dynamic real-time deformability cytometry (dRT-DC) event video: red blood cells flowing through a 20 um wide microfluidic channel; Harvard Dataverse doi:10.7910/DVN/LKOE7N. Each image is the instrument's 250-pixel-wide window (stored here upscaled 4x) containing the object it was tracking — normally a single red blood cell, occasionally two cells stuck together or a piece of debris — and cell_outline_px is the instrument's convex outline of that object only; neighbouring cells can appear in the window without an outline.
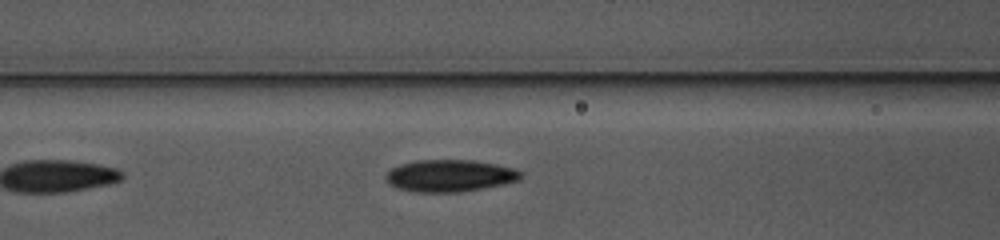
{"species": "common noctule bat (a hibernating species)", "species_latin": "Nyctalus noctula", "temperature_condition": "warm", "stored_images_in_passage": 36, "camera_frame_rate_fps": 3000, "um_per_image_px": 0.085, "animal": {"sex": "female", "body_mass_g": 10.0, "forearm_length_mm": 53.1}, "frame": {"image": 1, "passage_image": 6, "time_ms": 1.667, "image_size_px": [1000, 240], "cell_outline_px": [[520, 176], [516, 180], [500, 184], [452, 192], [424, 192], [400, 188], [392, 184], [388, 180], [388, 172], [392, 168], [404, 164], [424, 160], [464, 160], [492, 164], [508, 168], [520, 172]], "centroid_in_image_um": [38.19, 14.93], "position_along_channel_um": 128.4, "area_um2": 23.52}}
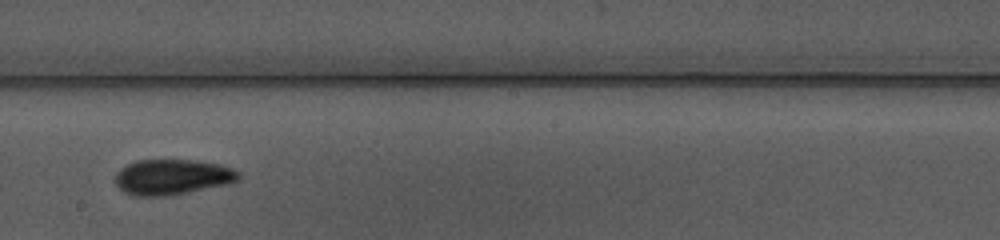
{"frame": {"image": 2, "passage_image": 14, "time_ms": 4.333, "image_size_px": [1000, 240], "cell_outline_px": [[240, 176], [236, 180], [220, 184], [184, 192], [164, 196], [140, 196], [128, 192], [120, 188], [116, 184], [116, 176], [128, 164], [140, 160], [188, 160], [216, 164], [228, 168], [236, 172]], "centroid_in_image_um": [14.57, 15.03], "position_along_channel_um": 233.6, "area_um2": 23.99}}
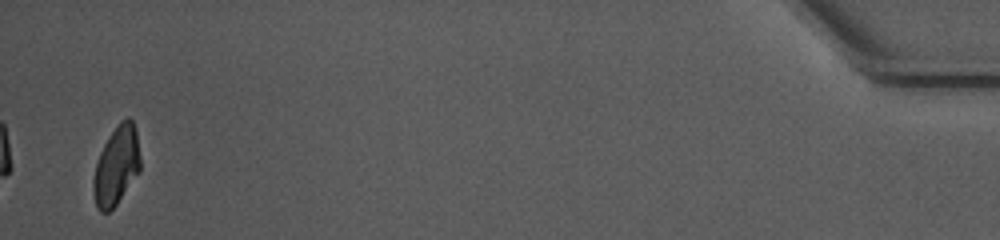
{"frame": {"image": 3, "passage_image": 36, "time_ms": 11.667, "image_size_px": [1000, 240], "cell_outline_px": [[140, 168], [116, 204], [108, 212], [100, 212], [96, 204], [92, 188], [92, 184], [96, 164], [100, 152], [104, 144], [120, 120], [128, 116], [132, 120], [136, 132], [140, 160]], "centroid_in_image_um": [9.87, 14.06], "position_along_channel_um": 425.3, "area_um2": 20.98}, "authors_computed_cell_mechanics": {"area_um2": 22.8021, "velocity_mm_per_s": 3.9382, "shape_relaxation_time_tau1_ms": 3.4849, "shape_relaxation_time_tau2_ms": 2.9474, "deformation_change_tau1": 0.1412, "deformation_change_tau2": 0.0744}}